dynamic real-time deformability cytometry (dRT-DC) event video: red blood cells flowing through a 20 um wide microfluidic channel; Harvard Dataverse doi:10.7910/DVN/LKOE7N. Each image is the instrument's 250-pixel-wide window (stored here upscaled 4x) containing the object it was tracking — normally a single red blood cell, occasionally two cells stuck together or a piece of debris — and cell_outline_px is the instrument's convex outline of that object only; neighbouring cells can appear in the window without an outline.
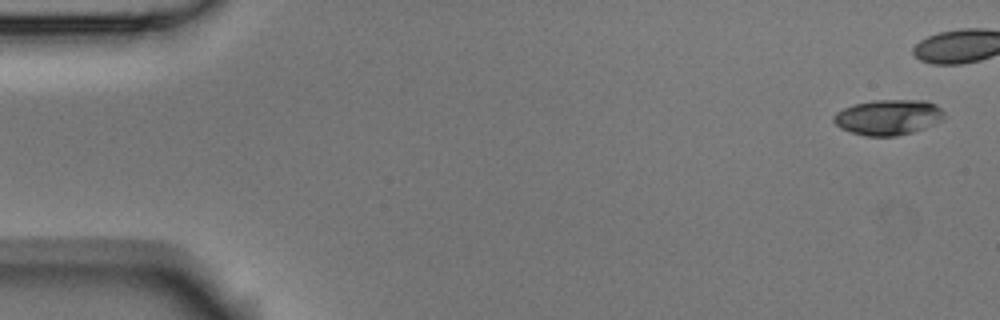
{"species": "Egyptian fruit bat (a non-hibernating species)", "species_latin": "Rousettus aegyptiacus", "temperature_condition": "room temperature", "stored_images_in_passage": 7, "camera_frame_rate_fps": 3000, "um_per_image_px": 0.085, "animal": {"sex": "male"}, "frame": {"image": 1, "passage_image": 1, "time_ms": 0.0, "image_size_px": [1000, 320], "cell_outline_px": [[944, 120], [924, 128], [912, 132], [896, 136], [864, 136], [840, 128], [832, 120], [832, 116], [836, 112], [844, 108], [856, 104], [872, 100], [924, 100], [936, 104], [944, 112]], "centroid_in_image_um": [75.5, 9.96], "position_along_channel_um": 9.5, "area_um2": 22.89}}
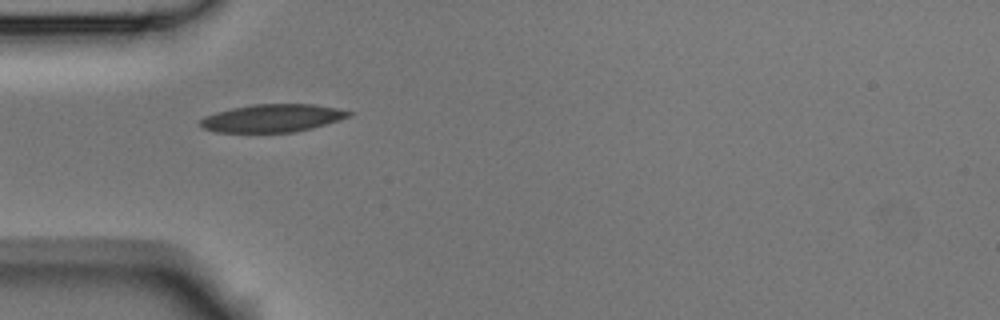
{"frame": {"image": 2, "passage_image": 6, "time_ms": 1.667, "image_size_px": [1000, 320], "cell_outline_px": [[352, 116], [340, 120], [312, 128], [296, 132], [216, 132], [204, 128], [200, 124], [200, 120], [204, 116], [216, 112], [232, 108], [252, 104], [312, 104], [336, 108], [352, 112]], "centroid_in_image_um": [23.17, 10.04], "position_along_channel_um": 61.8, "area_um2": 24.04}}
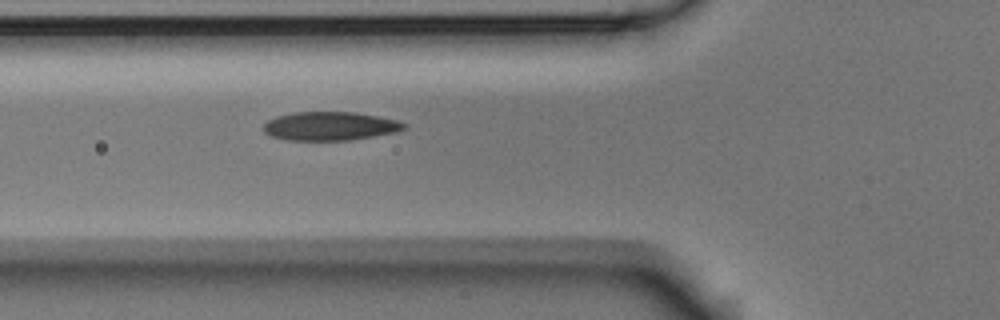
{"frame": {"image": 3, "passage_image": 7, "time_ms": 2.0, "image_size_px": [1000, 320], "cell_outline_px": [[408, 128], [396, 132], [348, 140], [288, 140], [272, 136], [264, 132], [264, 124], [268, 120], [276, 116], [296, 112], [356, 112], [396, 120], [408, 124]], "centroid_in_image_um": [28.07, 10.71], "position_along_channel_um": 97.7, "area_um2": 23.35}}